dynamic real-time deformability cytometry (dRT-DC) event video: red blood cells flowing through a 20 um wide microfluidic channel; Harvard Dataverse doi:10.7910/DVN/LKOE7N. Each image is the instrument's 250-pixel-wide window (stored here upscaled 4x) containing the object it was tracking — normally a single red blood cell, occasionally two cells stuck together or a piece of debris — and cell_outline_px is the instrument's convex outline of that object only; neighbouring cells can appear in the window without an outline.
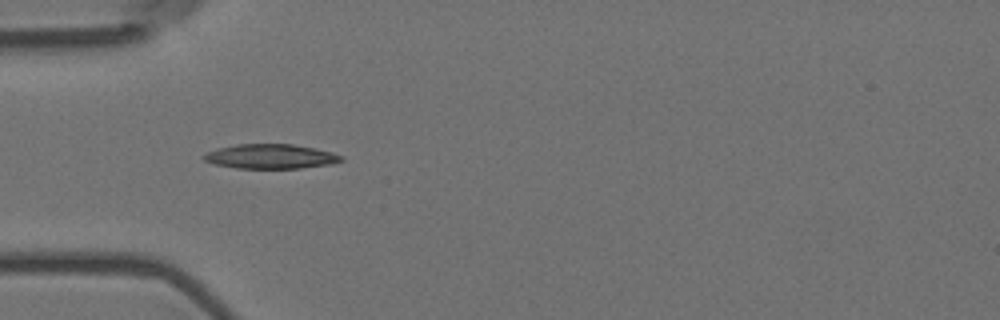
{"species": "Egyptian fruit bat (a non-hibernating species)", "species_latin": "Rousettus aegyptiacus", "temperature_condition": "room temperature", "stored_images_in_passage": 2, "camera_frame_rate_fps": 3000, "um_per_image_px": 0.085, "animal": {"sex": "female"}, "frame": {"image": 1, "passage_image": 1, "time_ms": 0.0, "image_size_px": [1000, 320], "cell_outline_px": [[344, 160], [332, 164], [300, 168], [236, 168], [216, 164], [204, 160], [200, 156], [208, 152], [220, 148], [236, 144], [292, 144], [332, 152], [344, 156]], "centroid_in_image_um": [23.03, 13.3], "position_along_channel_um": 62.0, "area_um2": 19.54}}
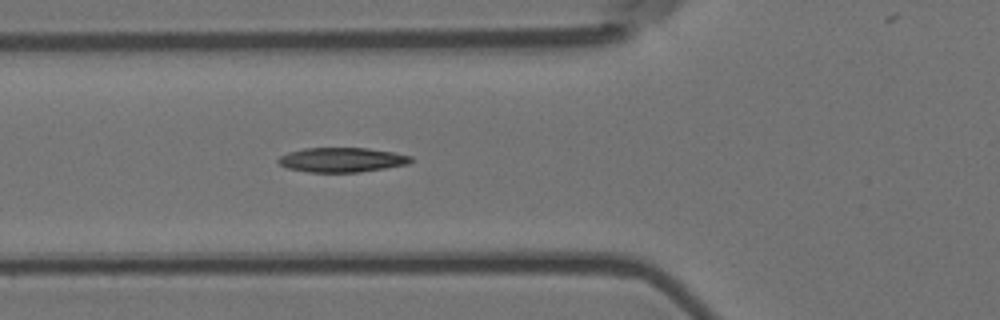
{"frame": {"image": 2, "passage_image": 2, "time_ms": 0.333, "image_size_px": [1000, 320], "cell_outline_px": [[412, 160], [408, 164], [360, 172], [308, 172], [288, 168], [280, 164], [276, 160], [280, 156], [288, 152], [304, 148], [368, 148], [392, 152], [412, 156]], "centroid_in_image_um": [29.04, 13.58], "position_along_channel_um": 96.8, "area_um2": 18.9}}